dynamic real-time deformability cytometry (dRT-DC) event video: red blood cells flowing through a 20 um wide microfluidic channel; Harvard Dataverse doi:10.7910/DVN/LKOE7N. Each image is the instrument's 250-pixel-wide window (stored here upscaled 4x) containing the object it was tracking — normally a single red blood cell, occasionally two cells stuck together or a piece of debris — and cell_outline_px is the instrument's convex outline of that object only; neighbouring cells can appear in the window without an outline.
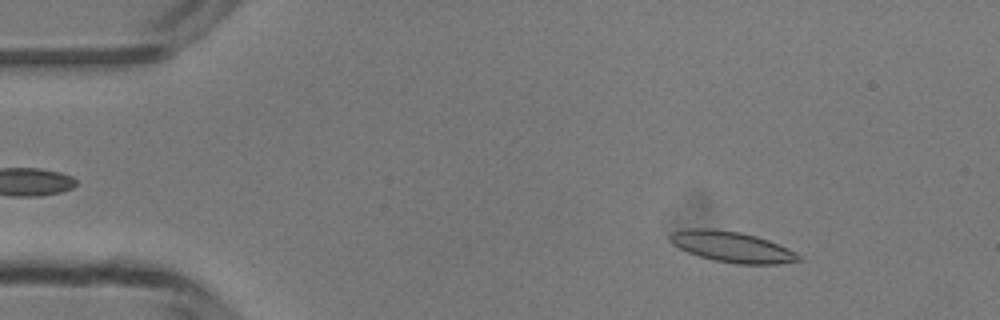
{"species": "common noctule bat (a hibernating species)", "species_latin": "Nyctalus noctula", "temperature_condition": "room temperature", "stored_images_in_passage": 35, "camera_frame_rate_fps": 3000, "um_per_image_px": 0.085, "animal": {"sex": "male", "body_mass_g": 13.3}, "frame": {"image": 1, "passage_image": 7, "time_ms": 2.0, "image_size_px": [1000, 320], "cell_outline_px": [[804, 260], [780, 264], [736, 264], [712, 260], [688, 252], [672, 244], [668, 240], [668, 232], [688, 228], [712, 228], [740, 232], [756, 236], [768, 240], [796, 252]], "centroid_in_image_um": [62.18, 20.98], "position_along_channel_um": 22.8, "area_um2": 23.29}}
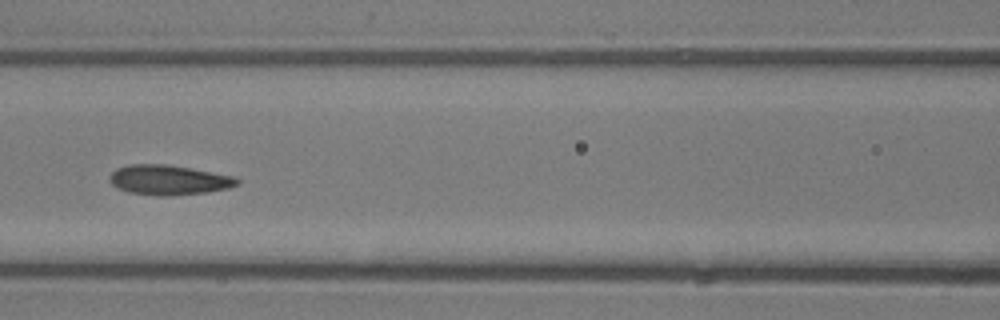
{"frame": {"image": 2, "passage_image": 22, "time_ms": 7.0, "image_size_px": [1000, 320], "cell_outline_px": [[240, 184], [228, 188], [208, 192], [168, 196], [160, 196], [128, 192], [112, 184], [108, 180], [112, 172], [116, 168], [128, 164], [164, 164], [236, 176], [240, 180]], "centroid_in_image_um": [14.36, 15.3], "position_along_channel_um": 152.2, "area_um2": 22.2}}
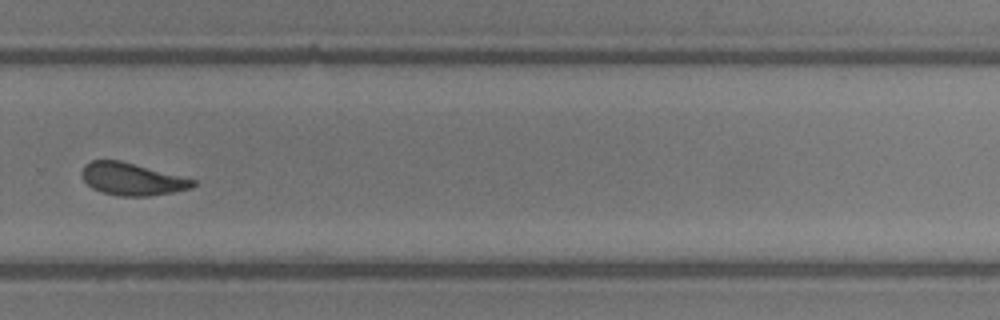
{"frame": {"image": 3, "passage_image": 34, "time_ms": 11.0, "image_size_px": [1000, 320], "cell_outline_px": [[196, 184], [192, 188], [172, 192], [148, 196], [120, 196], [100, 192], [92, 188], [84, 180], [80, 172], [84, 164], [92, 160], [120, 160], [196, 180]], "centroid_in_image_um": [11.19, 15.22], "position_along_channel_um": 318.6, "area_um2": 20.92}}